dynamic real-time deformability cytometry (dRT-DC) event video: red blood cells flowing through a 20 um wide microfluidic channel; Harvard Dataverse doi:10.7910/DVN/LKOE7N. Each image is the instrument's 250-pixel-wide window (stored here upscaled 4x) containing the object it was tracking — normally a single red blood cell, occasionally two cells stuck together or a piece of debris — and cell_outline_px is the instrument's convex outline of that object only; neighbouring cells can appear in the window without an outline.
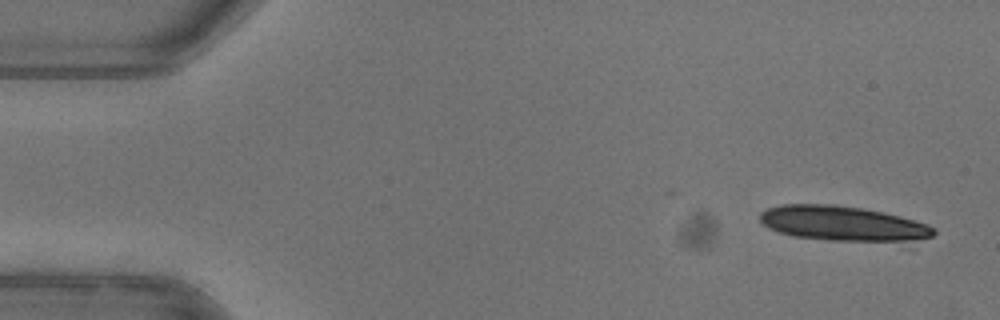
{"species": "common noctule bat (a hibernating species)", "species_latin": "Nyctalus noctula", "temperature_condition": "warm", "stored_images_in_passage": 15, "camera_frame_rate_fps": 3000, "um_per_image_px": 0.085, "animal": {"sex": "female"}, "frame": {"image": 1, "passage_image": 3, "time_ms": 0.667, "image_size_px": [1000, 320], "cell_outline_px": [[936, 232], [932, 236], [912, 248], [828, 240], [792, 236], [768, 228], [760, 220], [760, 212], [768, 208], [780, 204], [836, 204], [860, 208], [900, 216], [928, 224]], "centroid_in_image_um": [71.89, 19.1], "position_along_channel_um": 13.1, "area_um2": 37.69}}